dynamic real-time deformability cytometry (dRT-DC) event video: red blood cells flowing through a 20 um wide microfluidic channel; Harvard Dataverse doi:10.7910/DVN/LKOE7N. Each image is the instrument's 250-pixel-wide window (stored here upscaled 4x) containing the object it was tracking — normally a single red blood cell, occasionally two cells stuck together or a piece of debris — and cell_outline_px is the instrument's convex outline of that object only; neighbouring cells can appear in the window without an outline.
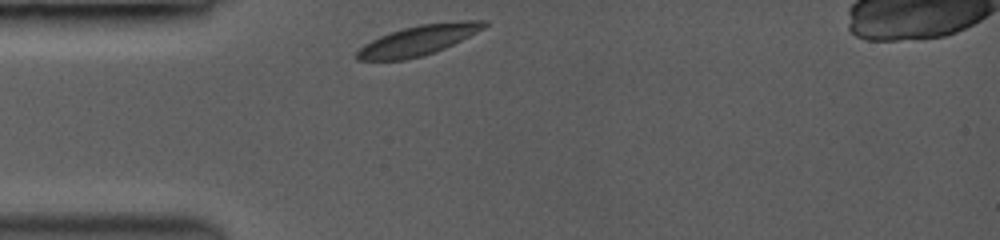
{"species": "common noctule bat (a hibernating species)", "species_latin": "Nyctalus noctula", "temperature_condition": "room temperature", "stored_images_in_passage": 36, "camera_frame_rate_fps": 3500, "um_per_image_px": 0.085, "animal": {"sex": "female", "body_mass_g": 19.0, "forearm_length_mm": 53.3}, "frame": {"image": 1, "passage_image": 1, "time_ms": 0.0, "image_size_px": [1000, 240], "cell_outline_px": [[488, 24], [484, 28], [444, 48], [420, 56], [404, 60], [356, 60], [356, 52], [364, 44], [380, 36], [404, 28], [420, 24], [460, 20], [488, 20]], "centroid_in_image_um": [35.56, 3.41], "position_along_channel_um": 49.4, "area_um2": 21.91}}
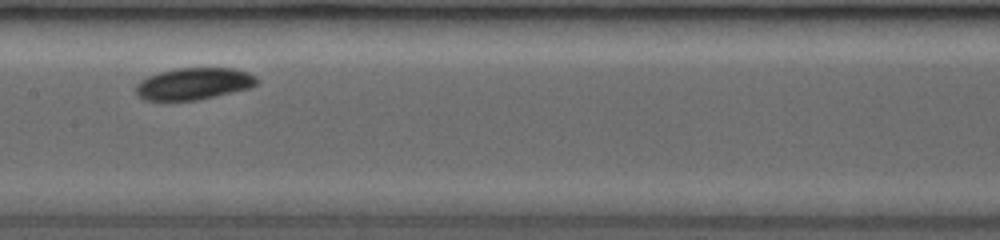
{"frame": {"image": 2, "passage_image": 15, "time_ms": 4.0, "image_size_px": [1000, 240], "cell_outline_px": [[256, 84], [248, 88], [212, 96], [192, 100], [148, 100], [140, 96], [136, 92], [136, 84], [140, 80], [148, 76], [160, 72], [176, 68], [236, 68], [248, 72], [256, 76]], "centroid_in_image_um": [16.45, 7.09], "position_along_channel_um": 190.9, "area_um2": 22.02}}
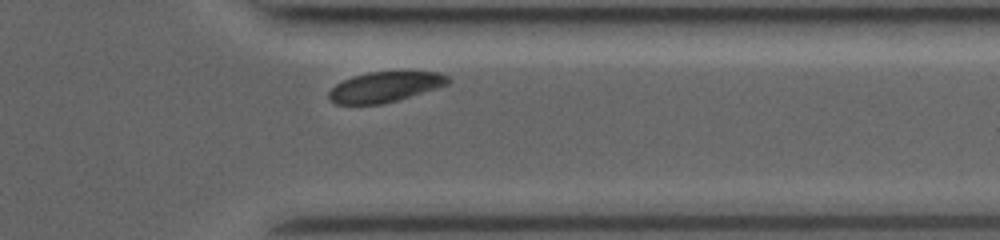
{"frame": {"image": 3, "passage_image": 32, "time_ms": 8.857, "image_size_px": [1000, 240], "cell_outline_px": [[452, 80], [448, 84], [436, 88], [396, 100], [380, 104], [336, 104], [328, 96], [328, 92], [336, 84], [352, 76], [368, 72], [436, 72], [448, 76]], "centroid_in_image_um": [32.71, 7.38], "position_along_channel_um": 378.7, "area_um2": 20.69}, "authors_computed_cell_mechanics": {"area_um2": 21.9062, "velocity_mm_per_s": 3.8461, "shape_relaxation_time_tau1_ms": 1.4411, "shape_relaxation_time_tau2_ms": null, "deformation_change_tau1": 0.0584, "deformation_change_tau2": null}}